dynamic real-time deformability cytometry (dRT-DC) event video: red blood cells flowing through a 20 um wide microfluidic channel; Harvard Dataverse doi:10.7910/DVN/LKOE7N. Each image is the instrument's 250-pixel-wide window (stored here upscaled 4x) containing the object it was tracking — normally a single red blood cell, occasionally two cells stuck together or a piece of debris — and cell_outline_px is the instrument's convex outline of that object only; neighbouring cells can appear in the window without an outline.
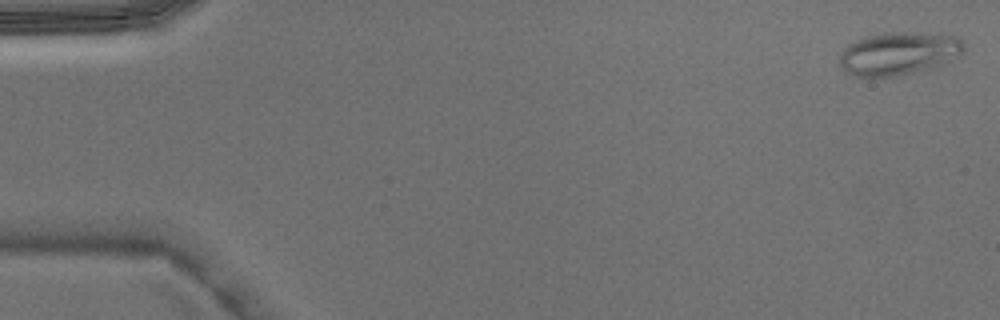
{"species": "Egyptian fruit bat (a non-hibernating species)", "species_latin": "Rousettus aegyptiacus", "temperature_condition": "warm", "stored_images_in_passage": 5, "camera_frame_rate_fps": 3000, "um_per_image_px": 0.085, "animal": {"sex": "male"}, "frame": {"image": 1, "passage_image": 1, "time_ms": 0.0, "image_size_px": [1000, 320], "cell_outline_px": [[964, 52], [944, 64], [932, 68], [896, 76], [856, 76], [840, 68], [840, 56], [844, 48], [848, 44], [856, 40], [868, 36], [884, 32], [908, 32], [956, 36], [964, 44]], "centroid_in_image_um": [76.39, 4.54], "position_along_channel_um": 8.6, "area_um2": 30.98}}